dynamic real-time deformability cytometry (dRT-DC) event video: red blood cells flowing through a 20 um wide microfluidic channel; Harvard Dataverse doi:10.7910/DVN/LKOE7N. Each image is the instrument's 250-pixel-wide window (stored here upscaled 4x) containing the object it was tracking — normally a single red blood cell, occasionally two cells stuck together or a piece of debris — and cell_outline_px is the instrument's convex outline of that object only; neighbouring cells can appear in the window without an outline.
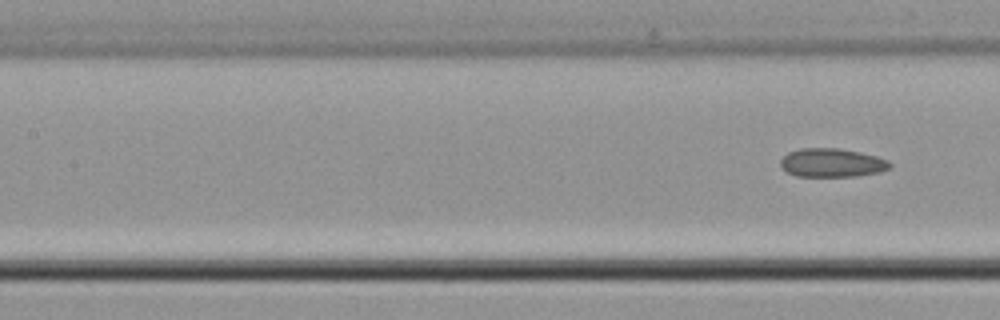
{"species": "common noctule bat (a hibernating species)", "species_latin": "Nyctalus noctula", "temperature_condition": "cold", "stored_images_in_passage": 4, "segment_of_instrument_passage": [2, 2], "camera_frame_rate_fps": 3000, "um_per_image_px": 0.085, "animal": {"sex": "male", "body_mass_g": 21.5, "forearm_length_mm": 52.0}, "frame": {"image": 1, "passage_image": 4, "time_ms": 1.0, "image_size_px": [1000, 320], "cell_outline_px": [[892, 164], [888, 168], [880, 172], [856, 176], [796, 176], [788, 172], [780, 164], [780, 160], [788, 152], [800, 148], [840, 148], [860, 152], [876, 156], [888, 160]], "centroid_in_image_um": [70.72, 13.82], "position_along_channel_um": 136.7, "area_um2": 18.21}}